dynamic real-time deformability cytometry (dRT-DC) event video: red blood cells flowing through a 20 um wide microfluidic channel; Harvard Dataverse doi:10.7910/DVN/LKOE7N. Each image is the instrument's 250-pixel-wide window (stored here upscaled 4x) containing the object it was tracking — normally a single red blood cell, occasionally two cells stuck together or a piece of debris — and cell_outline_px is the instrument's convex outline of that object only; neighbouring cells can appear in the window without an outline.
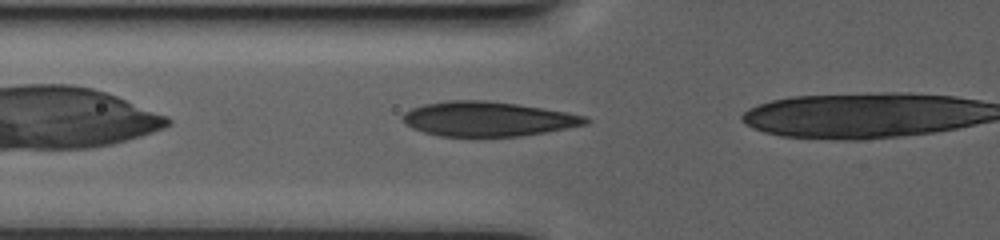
{"species": "human", "species_latin": "Homo sapiens", "temperature_condition": "warm", "stored_images_in_passage": 42, "camera_frame_rate_fps": 3000, "um_per_image_px": 0.085, "donor": {"sex": "male"}, "frame": {"image": 1, "passage_image": 14, "time_ms": 3.0, "image_size_px": [1000, 240], "cell_outline_px": [[592, 120], [588, 124], [524, 136], [480, 140], [440, 136], [424, 132], [412, 128], [400, 116], [404, 112], [412, 108], [424, 104], [448, 100], [484, 100], [516, 104], [544, 108], [568, 112], [588, 116]], "centroid_in_image_um": [41.49, 10.16], "position_along_channel_um": 84.3, "area_um2": 38.21}}
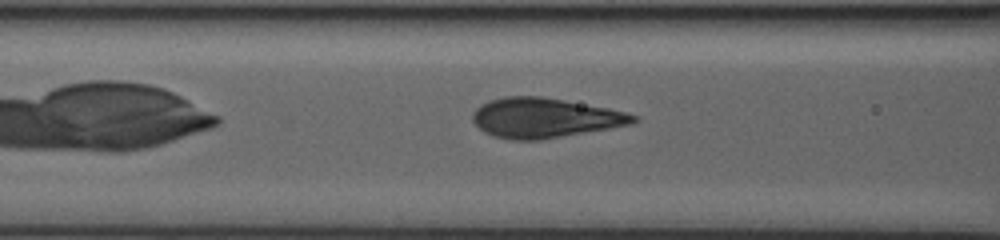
{"frame": {"image": 2, "passage_image": 24, "time_ms": 5.333, "image_size_px": [1000, 240], "cell_outline_px": [[640, 120], [632, 124], [540, 140], [508, 140], [492, 136], [484, 132], [472, 120], [472, 112], [480, 104], [488, 100], [504, 96], [540, 96], [564, 100], [608, 108], [640, 116]], "centroid_in_image_um": [46.26, 10.02], "position_along_channel_um": 120.3, "area_um2": 37.4}}
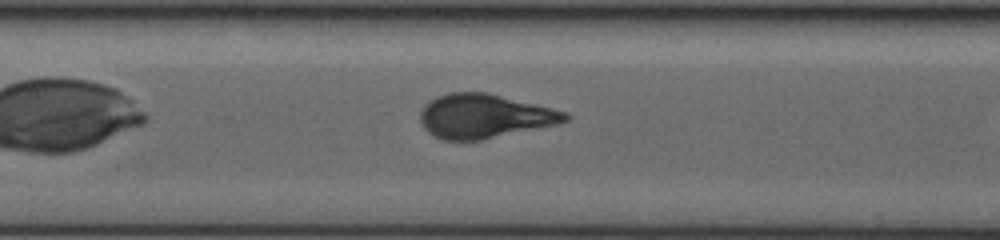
{"frame": {"image": 3, "passage_image": 37, "time_ms": 8.333, "image_size_px": [1000, 240], "cell_outline_px": [[572, 116], [568, 120], [556, 124], [480, 140], [440, 140], [428, 132], [424, 128], [420, 120], [420, 108], [424, 104], [436, 96], [448, 92], [488, 92], [568, 112]], "centroid_in_image_um": [41.14, 9.86], "position_along_channel_um": 166.3, "area_um2": 37.34}}